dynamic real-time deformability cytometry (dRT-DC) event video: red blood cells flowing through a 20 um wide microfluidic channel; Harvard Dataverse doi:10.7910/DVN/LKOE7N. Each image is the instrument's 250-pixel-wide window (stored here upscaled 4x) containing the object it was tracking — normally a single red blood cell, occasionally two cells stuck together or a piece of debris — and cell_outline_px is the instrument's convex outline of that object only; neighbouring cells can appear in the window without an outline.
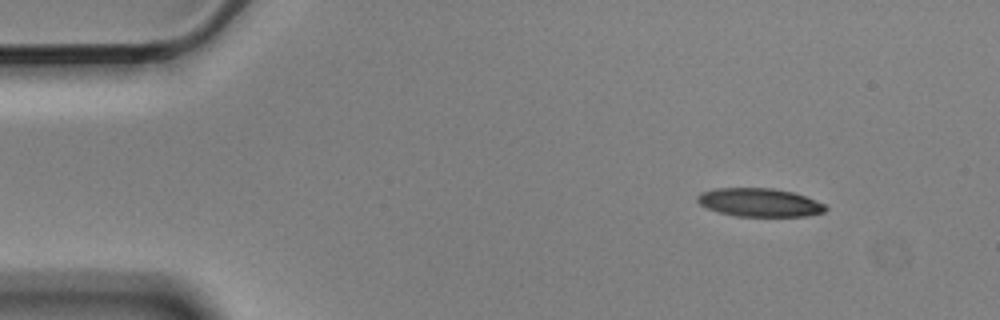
{"species": "Egyptian fruit bat (a non-hibernating species)", "species_latin": "Rousettus aegyptiacus", "temperature_condition": "cold", "stored_images_in_passage": 7, "camera_frame_rate_fps": 3000, "um_per_image_px": 0.085, "animal": {"sex": "male"}, "frame": {"image": 1, "passage_image": 1, "time_ms": 0.0, "image_size_px": [1000, 320], "cell_outline_px": [[828, 208], [824, 212], [808, 216], [736, 216], [720, 212], [708, 208], [700, 204], [696, 200], [696, 196], [700, 192], [716, 188], [772, 188], [792, 192], [804, 196], [824, 204]], "centroid_in_image_um": [64.54, 17.21], "position_along_channel_um": 20.5, "area_um2": 21.1}}
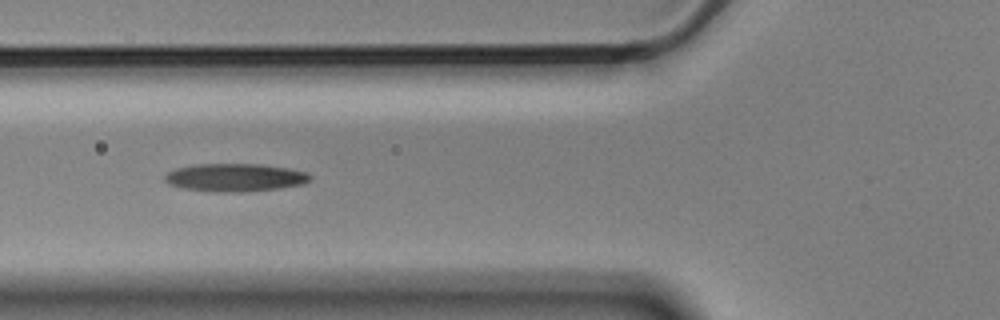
{"frame": {"image": 2, "passage_image": 5, "time_ms": 1.333, "image_size_px": [1000, 320], "cell_outline_px": [[312, 176], [304, 184], [280, 188], [236, 192], [220, 192], [184, 188], [168, 184], [164, 180], [164, 176], [168, 172], [176, 168], [196, 164], [260, 164], [288, 168], [308, 172]], "centroid_in_image_um": [19.99, 15.08], "position_along_channel_um": 105.8, "area_um2": 23.58}}
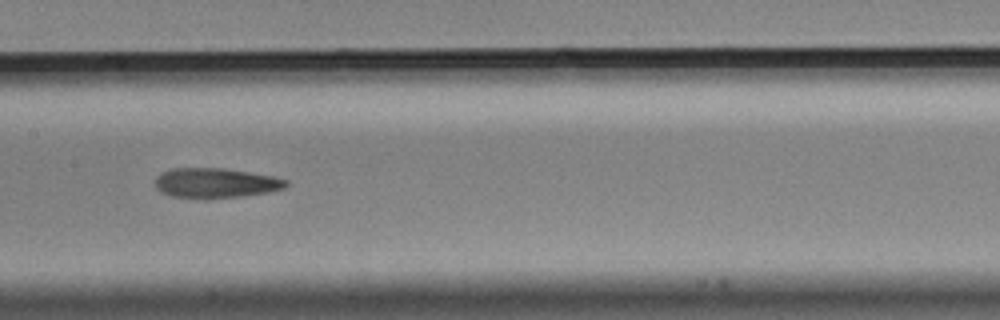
{"frame": {"image": 3, "passage_image": 7, "time_ms": 2.0, "image_size_px": [1000, 320], "cell_outline_px": [[288, 184], [284, 188], [268, 192], [244, 196], [208, 200], [204, 200], [172, 196], [160, 192], [156, 188], [156, 176], [172, 168], [224, 168], [272, 176], [288, 180]], "centroid_in_image_um": [18.31, 15.58], "position_along_channel_um": 189.1, "area_um2": 23.12}}